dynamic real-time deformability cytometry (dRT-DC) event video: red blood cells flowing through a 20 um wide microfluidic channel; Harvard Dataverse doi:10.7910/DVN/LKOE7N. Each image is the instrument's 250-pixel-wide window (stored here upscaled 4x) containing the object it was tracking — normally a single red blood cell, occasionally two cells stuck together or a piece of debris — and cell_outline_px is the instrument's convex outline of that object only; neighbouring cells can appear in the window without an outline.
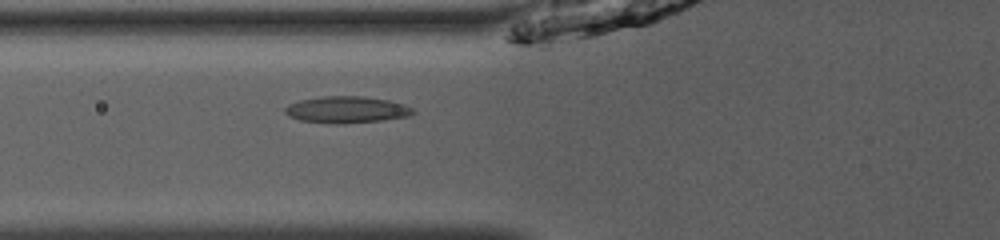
{"species": "common noctule bat (a hibernating species)", "species_latin": "Nyctalus noctula", "temperature_condition": "room temperature", "stored_images_in_passage": 39, "camera_frame_rate_fps": 3000, "um_per_image_px": 0.085, "animal": {"sex": "male", "body_mass_g": 13.0, "forearm_length_mm": 53.1}, "frame": {"image": 1, "passage_image": 8, "time_ms": 2.333, "image_size_px": [1000, 240], "cell_outline_px": [[416, 112], [408, 116], [380, 120], [336, 124], [332, 124], [300, 120], [288, 116], [284, 112], [284, 108], [288, 104], [300, 100], [324, 96], [364, 96], [388, 100], [404, 104], [412, 108]], "centroid_in_image_um": [29.43, 9.32], "position_along_channel_um": 96.4, "area_um2": 19.83}}
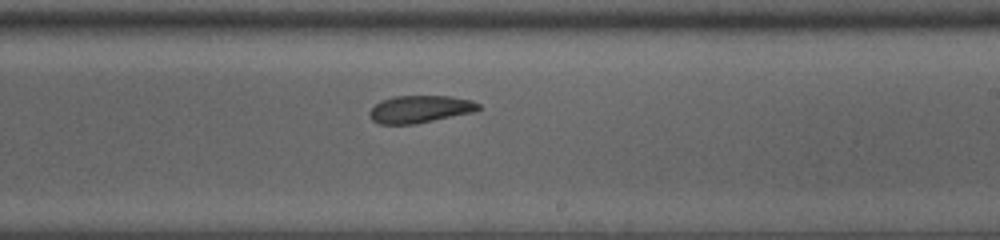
{"frame": {"image": 2, "passage_image": 20, "time_ms": 6.333, "image_size_px": [1000, 240], "cell_outline_px": [[480, 108], [472, 112], [416, 124], [380, 124], [372, 120], [368, 112], [380, 100], [392, 96], [448, 96], [472, 100], [480, 104]], "centroid_in_image_um": [35.67, 9.27], "position_along_channel_um": 253.3, "area_um2": 17.34}}
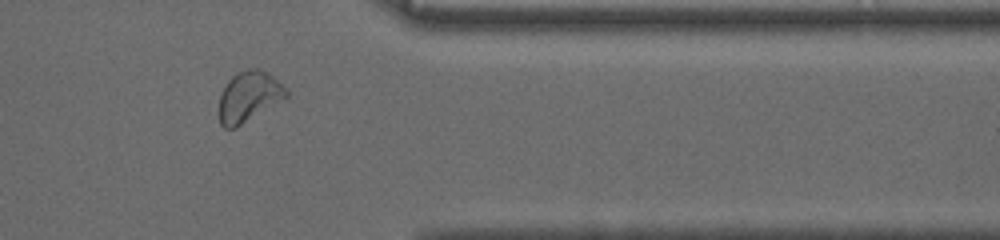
{"frame": {"image": 3, "passage_image": 31, "time_ms": 10.0, "image_size_px": [1000, 240], "cell_outline_px": [[288, 96], [236, 128], [224, 128], [220, 124], [220, 92], [224, 84], [236, 72], [248, 68], [260, 68], [268, 72], [288, 88]], "centroid_in_image_um": [21.15, 8.17], "position_along_channel_um": 390.2, "area_um2": 19.94}, "authors_computed_cell_mechanics": {"area_um2": 18.0914, "velocity_mm_per_s": 3.92, "shape_relaxation_time_tau1_ms": 4.9404, "shape_relaxation_time_tau2_ms": 3.8116, "deformation_change_tau1": 0.1051, "deformation_change_tau2": 0.106}}